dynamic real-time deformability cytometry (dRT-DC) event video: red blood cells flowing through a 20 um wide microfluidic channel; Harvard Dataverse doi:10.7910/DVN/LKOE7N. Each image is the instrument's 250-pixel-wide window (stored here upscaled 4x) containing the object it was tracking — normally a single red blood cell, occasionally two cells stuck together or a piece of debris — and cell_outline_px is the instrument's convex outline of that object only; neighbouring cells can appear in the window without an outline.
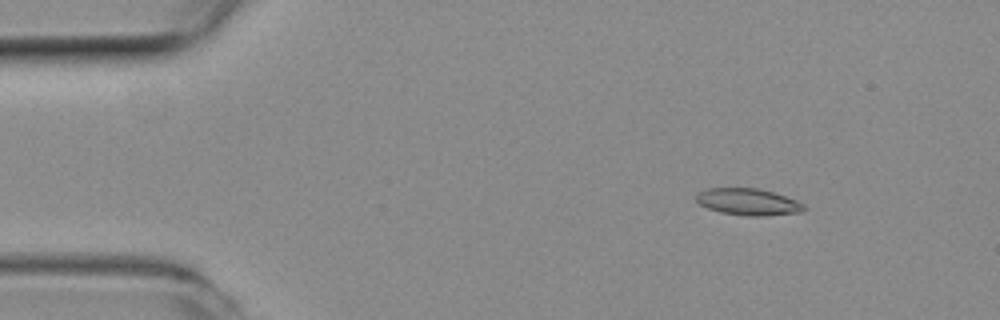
{"species": "common noctule bat (a hibernating species)", "species_latin": "Nyctalus noctula", "temperature_condition": "room temperature", "stored_images_in_passage": 49, "camera_frame_rate_fps": 3000, "um_per_image_px": 0.085, "animal": {"sex": "female", "body_mass_g": 19.3, "forearm_length_mm": 54.1}, "frame": {"image": 1, "passage_image": 4, "time_ms": 1.0, "image_size_px": [1000, 320], "cell_outline_px": [[808, 208], [800, 212], [768, 216], [744, 216], [720, 212], [708, 208], [700, 204], [696, 200], [696, 192], [708, 188], [756, 188], [772, 192], [796, 200], [804, 204]], "centroid_in_image_um": [63.59, 17.17], "position_along_channel_um": 21.4, "area_um2": 16.88}}
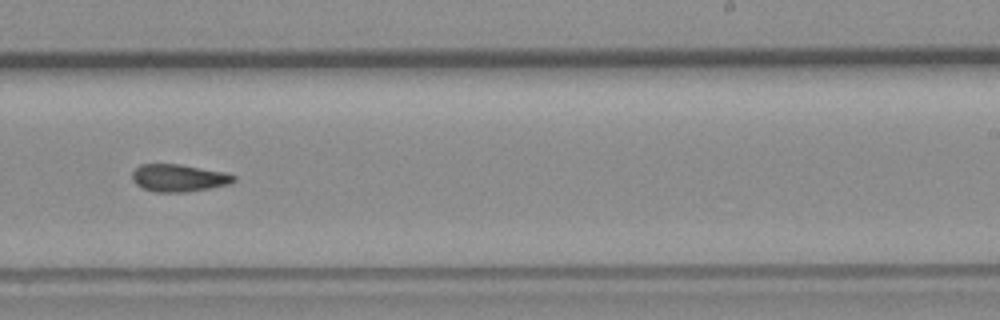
{"frame": {"image": 2, "passage_image": 29, "time_ms": 9.333, "image_size_px": [1000, 320], "cell_outline_px": [[236, 180], [232, 184], [188, 192], [156, 192], [144, 188], [136, 184], [132, 180], [132, 172], [140, 164], [180, 164], [224, 172], [236, 176]], "centroid_in_image_um": [15.21, 15.13], "position_along_channel_um": 273.8, "area_um2": 16.3}}
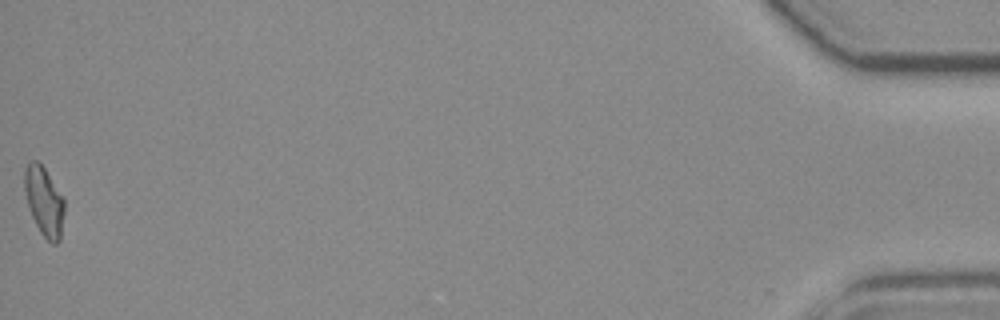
{"frame": {"image": 3, "passage_image": 49, "time_ms": 16.0, "image_size_px": [1000, 320], "cell_outline_px": [[64, 212], [60, 240], [56, 244], [52, 244], [40, 232], [28, 208], [24, 192], [24, 168], [28, 160], [36, 160], [44, 168], [64, 196]], "centroid_in_image_um": [3.74, 17.08], "position_along_channel_um": 431.5, "area_um2": 16.3}, "authors_computed_cell_mechanics": {"area_um2": 16.2996, "velocity_mm_per_s": 3.9733, "shape_relaxation_time_tau1_ms": null, "shape_relaxation_time_tau2_ms": 7.6264, "deformation_change_tau1": null, "deformation_change_tau2": 0.1655}}